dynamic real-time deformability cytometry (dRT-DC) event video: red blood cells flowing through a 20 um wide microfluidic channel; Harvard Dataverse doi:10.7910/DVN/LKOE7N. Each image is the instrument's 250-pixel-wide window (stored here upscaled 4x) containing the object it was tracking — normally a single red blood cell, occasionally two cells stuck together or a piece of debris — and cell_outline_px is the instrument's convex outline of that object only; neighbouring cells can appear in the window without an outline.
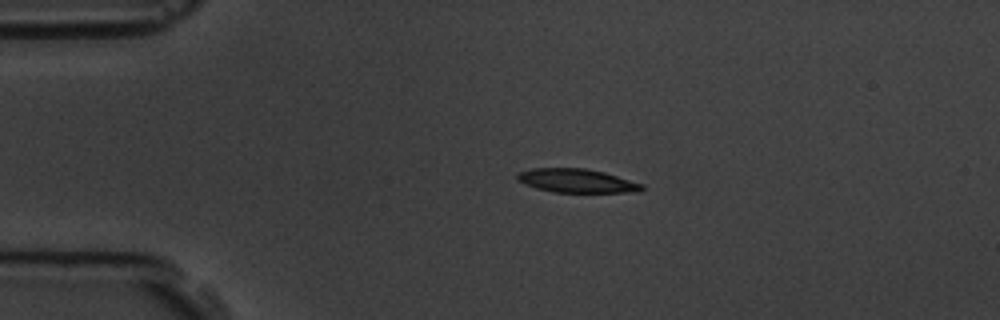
{"species": "common noctule bat (a hibernating species)", "species_latin": "Nyctalus noctula", "temperature_condition": "room temperature", "stored_images_in_passage": 2, "camera_frame_rate_fps": 3000, "um_per_image_px": 0.085, "animal": {"sex": "male", "body_mass_g": 19.5, "forearm_length_mm": 54.6}, "frame": {"image": 1, "passage_image": 1, "time_ms": 0.0, "image_size_px": [1000, 320], "cell_outline_px": [[644, 188], [636, 192], [556, 192], [536, 188], [524, 184], [516, 180], [516, 176], [520, 172], [532, 168], [584, 168], [604, 172], [644, 184]], "centroid_in_image_um": [49.01, 15.36], "position_along_channel_um": 36.0, "area_um2": 17.17}}